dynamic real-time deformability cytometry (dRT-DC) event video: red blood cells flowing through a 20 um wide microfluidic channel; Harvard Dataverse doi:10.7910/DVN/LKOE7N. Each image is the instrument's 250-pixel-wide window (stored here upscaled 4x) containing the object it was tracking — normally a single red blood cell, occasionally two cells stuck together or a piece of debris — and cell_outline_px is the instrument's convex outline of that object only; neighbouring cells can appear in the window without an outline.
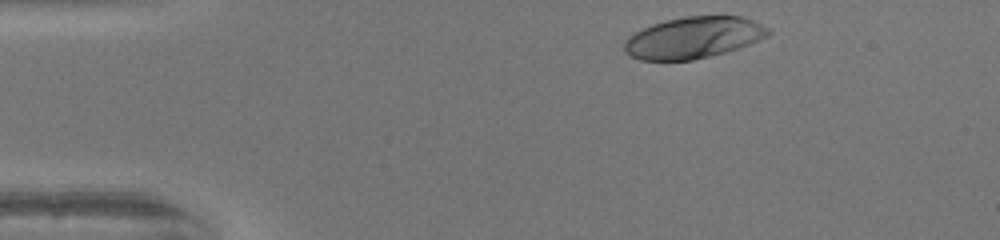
{"species": "human", "species_latin": "Homo sapiens", "temperature_condition": "warm", "stored_images_in_passage": 34, "camera_frame_rate_fps": 3000, "um_per_image_px": 0.085, "donor": {"sex": "female"}, "frame": {"image": 1, "passage_image": 1, "time_ms": 0.0, "image_size_px": [1000, 240], "cell_outline_px": [[772, 32], [768, 36], [748, 44], [724, 52], [692, 60], [640, 60], [628, 56], [624, 52], [624, 40], [628, 36], [652, 24], [664, 20], [684, 16], [744, 16], [768, 28]], "centroid_in_image_um": [58.9, 3.19], "position_along_channel_um": 26.1, "area_um2": 34.74}}
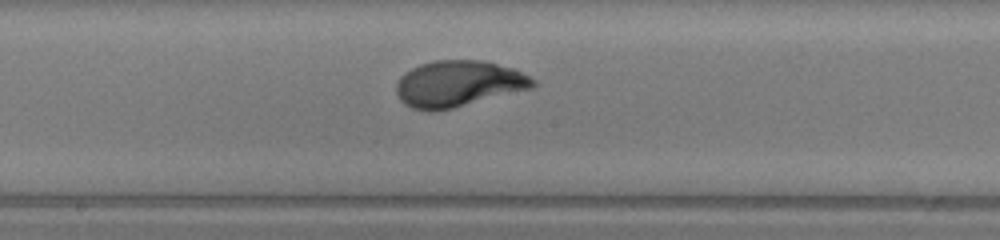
{"frame": {"image": 2, "passage_image": 20, "time_ms": 6.333, "image_size_px": [1000, 240], "cell_outline_px": [[536, 84], [532, 88], [452, 108], [432, 112], [428, 112], [412, 108], [404, 104], [400, 100], [396, 92], [396, 84], [400, 76], [404, 72], [420, 64], [436, 60], [480, 60], [512, 68], [536, 80]], "centroid_in_image_um": [38.91, 7.13], "position_along_channel_um": 209.3, "area_um2": 36.65}}
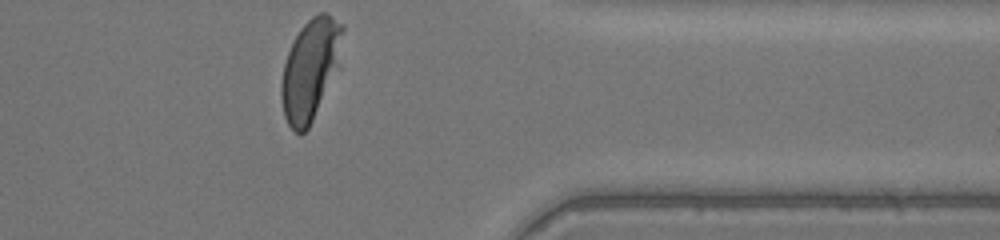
{"frame": {"image": 3, "passage_image": 34, "time_ms": 11.0, "image_size_px": [1000, 240], "cell_outline_px": [[344, 28], [336, 64], [312, 120], [308, 128], [300, 136], [288, 124], [284, 116], [280, 96], [280, 84], [284, 64], [288, 52], [300, 28], [312, 16], [320, 12], [324, 12], [344, 24]], "centroid_in_image_um": [26.3, 5.88], "position_along_channel_um": 385.1, "area_um2": 34.68}, "authors_computed_cell_mechanics": {"area_um2": 35.547, "velocity_mm_per_s": 4.0775, "shape_relaxation_time_tau1_ms": 2.7463, "shape_relaxation_time_tau2_ms": null, "deformation_change_tau1": 0.2144, "deformation_change_tau2": null}}